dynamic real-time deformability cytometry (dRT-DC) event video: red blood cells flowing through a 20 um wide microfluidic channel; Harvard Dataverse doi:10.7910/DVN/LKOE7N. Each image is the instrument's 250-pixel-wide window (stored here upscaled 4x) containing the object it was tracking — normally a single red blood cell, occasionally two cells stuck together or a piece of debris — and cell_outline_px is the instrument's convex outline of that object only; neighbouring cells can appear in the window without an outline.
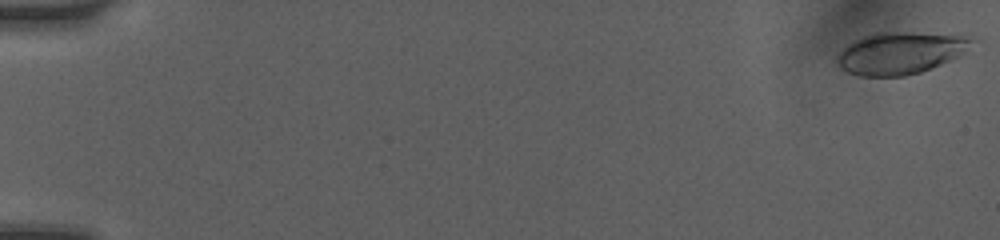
{"species": "human", "species_latin": "Homo sapiens", "temperature_condition": "room temperature", "stored_images_in_passage": 50, "camera_frame_rate_fps": 3000, "um_per_image_px": 0.085, "donor": {"sex": "female"}, "frame": {"image": 1, "passage_image": 1, "time_ms": 0.0, "image_size_px": [1000, 240], "cell_outline_px": [[980, 40], [964, 52], [940, 64], [920, 72], [904, 76], [860, 76], [848, 72], [840, 68], [836, 64], [836, 56], [848, 44], [864, 36], [876, 32], [912, 32], [964, 36]], "centroid_in_image_um": [76.52, 4.5], "position_along_channel_um": 8.5, "area_um2": 32.89}}
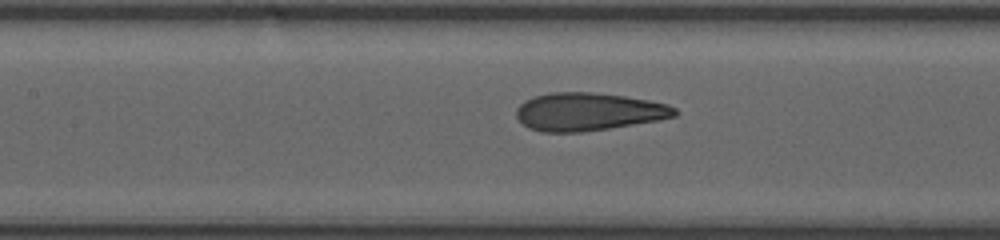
{"frame": {"image": 2, "passage_image": 25, "time_ms": 8.0, "image_size_px": [1000, 240], "cell_outline_px": [[680, 112], [676, 116], [656, 120], [608, 128], [580, 132], [544, 132], [528, 128], [516, 116], [516, 108], [524, 100], [536, 96], [552, 92], [592, 92], [624, 96], [648, 100], [668, 104], [676, 108]], "centroid_in_image_um": [50.01, 9.49], "position_along_channel_um": 157.4, "area_um2": 34.85}}
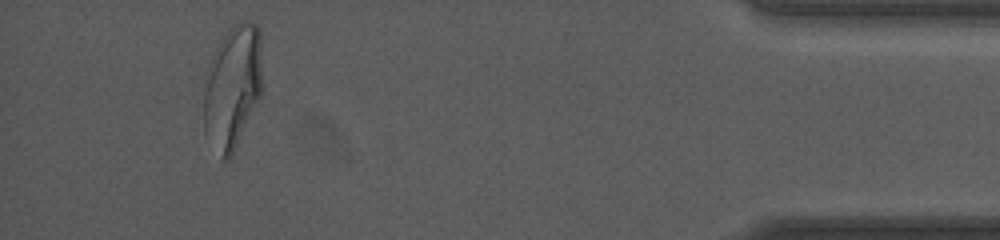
{"frame": {"image": 3, "passage_image": 47, "time_ms": 15.667, "image_size_px": [1000, 240], "cell_outline_px": [[264, 88], [260, 100], [228, 160], [220, 160], [204, 132], [204, 92], [208, 64], [220, 40], [228, 28], [244, 20], [256, 24], [260, 28]], "centroid_in_image_um": [19.8, 7.37], "position_along_channel_um": 415.4, "area_um2": 43.06}, "authors_computed_cell_mechanics": {"area_um2": 34.5933, "velocity_mm_per_s": 4.111, "shape_relaxation_time_tau1_ms": 5.3192, "shape_relaxation_time_tau2_ms": 0.8505, "deformation_change_tau1": 0.1926, "deformation_change_tau2": 0.0722}}